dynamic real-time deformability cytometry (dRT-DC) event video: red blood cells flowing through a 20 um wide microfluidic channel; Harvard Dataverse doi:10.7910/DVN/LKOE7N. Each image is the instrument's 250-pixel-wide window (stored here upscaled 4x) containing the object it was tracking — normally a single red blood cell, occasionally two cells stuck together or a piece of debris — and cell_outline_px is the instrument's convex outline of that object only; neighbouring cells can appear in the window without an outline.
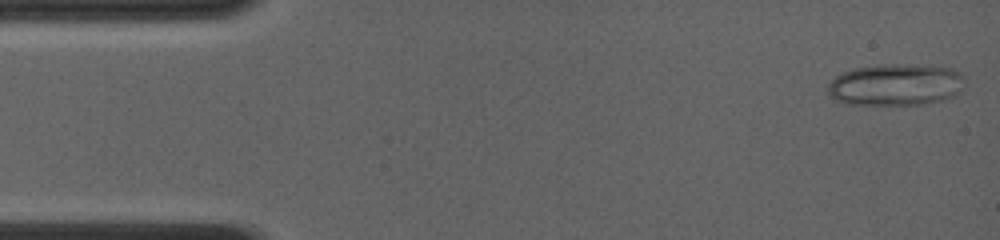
{"species": "common noctule bat (a hibernating species)", "species_latin": "Nyctalus noctula", "temperature_condition": "room temperature", "stored_images_in_passage": 59, "camera_frame_rate_fps": 4000, "um_per_image_px": 0.085, "animal": {"sex": "female", "body_mass_g": 19.0, "forearm_length_mm": 56.7}, "frame": {"image": 1, "passage_image": 1, "time_ms": 0.0, "image_size_px": [1000, 240], "cell_outline_px": [[964, 88], [960, 92], [952, 96], [940, 100], [924, 104], [844, 104], [836, 100], [828, 92], [828, 84], [836, 76], [852, 68], [880, 64], [896, 64], [952, 68], [960, 72], [964, 76]], "centroid_in_image_um": [76.14, 7.2], "position_along_channel_um": 8.9, "area_um2": 33.29}}
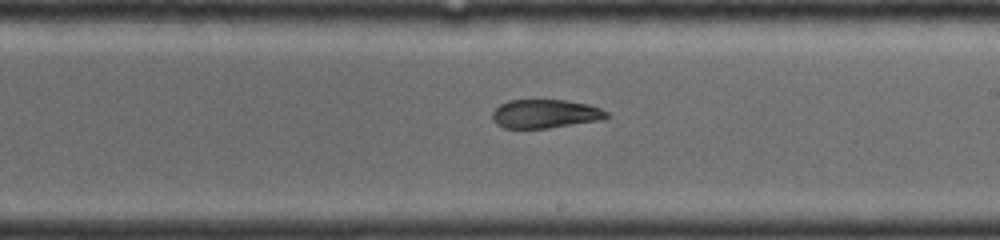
{"frame": {"image": 2, "passage_image": 34, "time_ms": 8.25, "image_size_px": [1000, 240], "cell_outline_px": [[608, 116], [604, 120], [548, 128], [504, 128], [496, 124], [492, 120], [492, 112], [500, 104], [508, 100], [564, 100], [588, 104], [600, 108], [608, 112]], "centroid_in_image_um": [46.34, 9.68], "position_along_channel_um": 242.7, "area_um2": 19.25}}
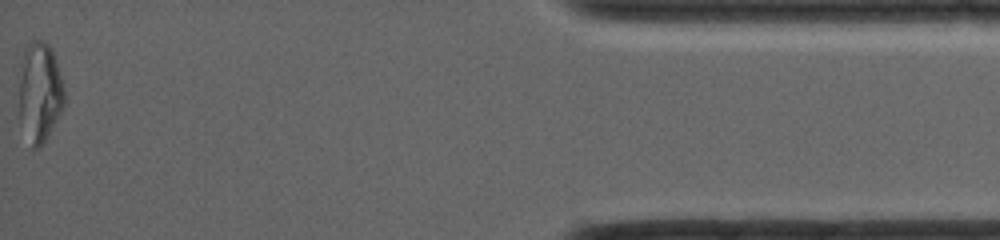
{"frame": {"image": 3, "passage_image": 59, "time_ms": 14.5, "image_size_px": [1000, 240], "cell_outline_px": [[64, 108], [40, 148], [32, 148], [20, 120], [20, 64], [24, 48], [32, 40], [44, 40], [52, 48], [56, 60], [64, 88]], "centroid_in_image_um": [3.39, 7.79], "position_along_channel_um": 431.8, "area_um2": 26.36}, "authors_computed_cell_mechanics": {"area_um2": 22.831, "velocity_mm_per_s": 4.1935, "shape_relaxation_time_tau1_ms": null, "shape_relaxation_time_tau2_ms": 1.2285, "deformation_change_tau1": null, "deformation_change_tau2": 0.0547}}